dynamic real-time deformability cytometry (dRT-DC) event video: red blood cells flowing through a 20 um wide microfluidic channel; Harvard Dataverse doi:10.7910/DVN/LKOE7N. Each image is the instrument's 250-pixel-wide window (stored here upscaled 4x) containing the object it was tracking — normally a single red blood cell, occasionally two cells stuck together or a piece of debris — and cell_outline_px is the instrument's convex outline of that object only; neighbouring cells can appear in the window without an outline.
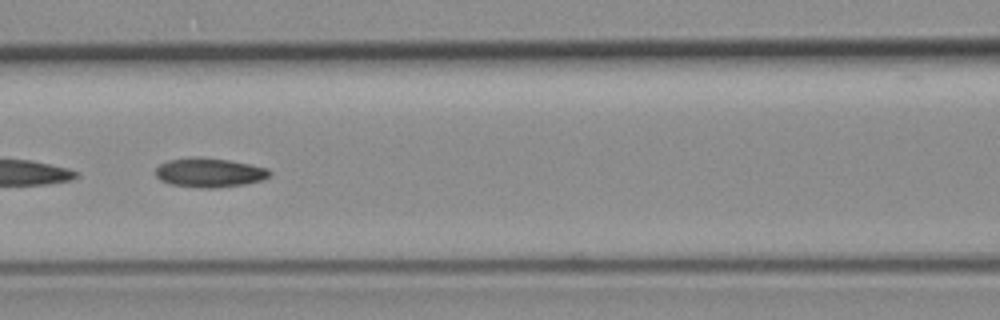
{"species": "common noctule bat (a hibernating species)", "species_latin": "Nyctalus noctula", "temperature_condition": "room temperature", "stored_images_in_passage": 17, "camera_frame_rate_fps": 3000, "um_per_image_px": 0.085, "animal": {"sex": "female", "body_mass_g": 19.3, "forearm_length_mm": 54.1}, "frame": {"image": 1, "passage_image": 8, "time_ms": 2.333, "image_size_px": [1000, 320], "cell_outline_px": [[272, 172], [268, 176], [260, 180], [244, 184], [216, 188], [200, 188], [172, 184], [160, 180], [156, 176], [156, 168], [160, 164], [168, 160], [192, 156], [200, 156], [228, 160], [252, 164], [268, 168]], "centroid_in_image_um": [17.79, 14.65], "position_along_channel_um": 148.8, "area_um2": 19.54}}